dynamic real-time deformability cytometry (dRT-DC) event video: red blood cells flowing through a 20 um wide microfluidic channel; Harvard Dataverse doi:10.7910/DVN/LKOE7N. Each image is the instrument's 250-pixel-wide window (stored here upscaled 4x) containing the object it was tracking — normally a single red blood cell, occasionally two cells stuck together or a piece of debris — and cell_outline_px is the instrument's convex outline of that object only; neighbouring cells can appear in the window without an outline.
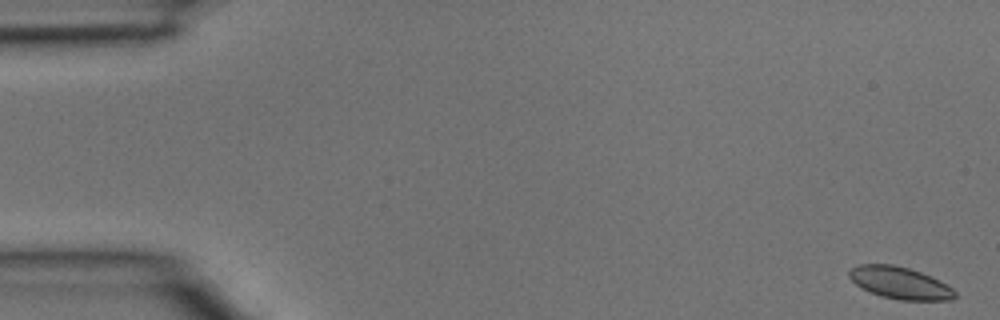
{"species": "common noctule bat (a hibernating species)", "species_latin": "Nyctalus noctula", "temperature_condition": "room temperature", "stored_images_in_passage": 4, "camera_frame_rate_fps": 3000, "um_per_image_px": 0.085, "animal": {"sex": "male", "body_mass_g": 15.6}, "frame": {"image": 1, "passage_image": 1, "time_ms": 0.0, "image_size_px": [1000, 320], "cell_outline_px": [[956, 296], [952, 300], [900, 300], [880, 296], [856, 284], [848, 276], [848, 272], [852, 268], [860, 264], [892, 264], [908, 268], [920, 272], [952, 288], [956, 292]], "centroid_in_image_um": [76.48, 24.05], "position_along_channel_um": 8.5, "area_um2": 19.36}}